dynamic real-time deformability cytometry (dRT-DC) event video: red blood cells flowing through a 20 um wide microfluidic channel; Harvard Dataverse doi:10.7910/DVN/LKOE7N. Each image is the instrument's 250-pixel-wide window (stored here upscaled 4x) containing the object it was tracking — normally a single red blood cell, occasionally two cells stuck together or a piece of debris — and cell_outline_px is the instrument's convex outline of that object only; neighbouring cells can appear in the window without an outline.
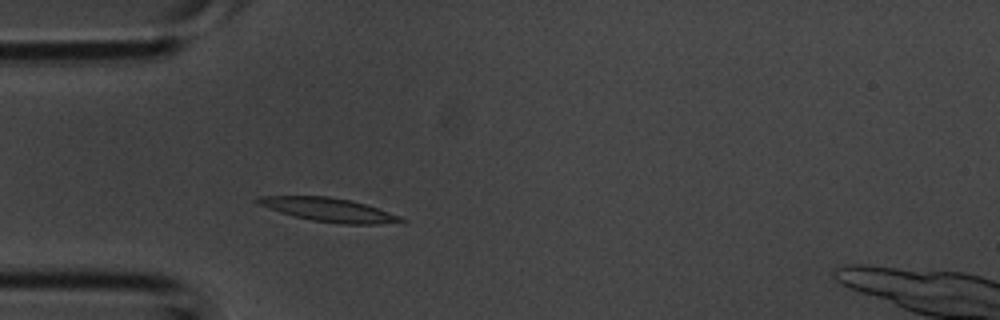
{"species": "common noctule bat (a hibernating species)", "species_latin": "Nyctalus noctula", "temperature_condition": "room temperature", "stored_images_in_passage": 2, "camera_frame_rate_fps": 3000, "um_per_image_px": 0.085, "animal": {"sex": "male", "body_mass_g": 20.1, "forearm_length_mm": 53.5}, "frame": {"image": 1, "passage_image": 2, "time_ms": 0.333, "image_size_px": [1000, 320], "cell_outline_px": [[408, 220], [404, 224], [344, 224], [312, 220], [280, 212], [260, 204], [252, 200], [260, 196], [328, 196], [348, 200], [364, 204], [400, 216]], "centroid_in_image_um": [28.03, 17.84], "position_along_channel_um": 57.0, "area_um2": 19.59}}